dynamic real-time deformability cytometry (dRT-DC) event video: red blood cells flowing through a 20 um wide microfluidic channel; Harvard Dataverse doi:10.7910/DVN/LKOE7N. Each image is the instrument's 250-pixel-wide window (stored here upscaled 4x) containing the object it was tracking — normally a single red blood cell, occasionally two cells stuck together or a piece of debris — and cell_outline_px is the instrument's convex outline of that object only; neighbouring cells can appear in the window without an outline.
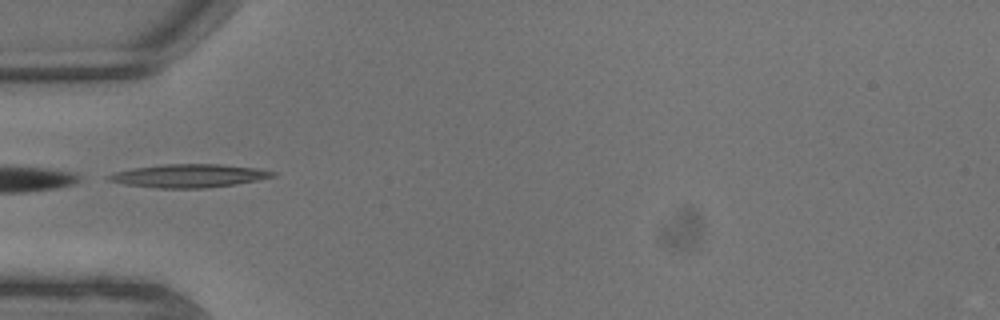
{"species": "common noctule bat (a hibernating species)", "species_latin": "Nyctalus noctula", "temperature_condition": "warm", "stored_images_in_passage": 4, "camera_frame_rate_fps": 3000, "um_per_image_px": 0.085, "animal": {"sex": "male", "body_mass_g": 13.3}, "frame": {"image": 1, "passage_image": 2, "time_ms": 0.333, "image_size_px": [1000, 320], "cell_outline_px": [[276, 176], [236, 184], [204, 188], [156, 188], [124, 184], [108, 180], [104, 176], [116, 172], [132, 168], [160, 164], [220, 164], [256, 168], [276, 172]], "centroid_in_image_um": [16.02, 14.94], "position_along_channel_um": 69.0, "area_um2": 22.25}}
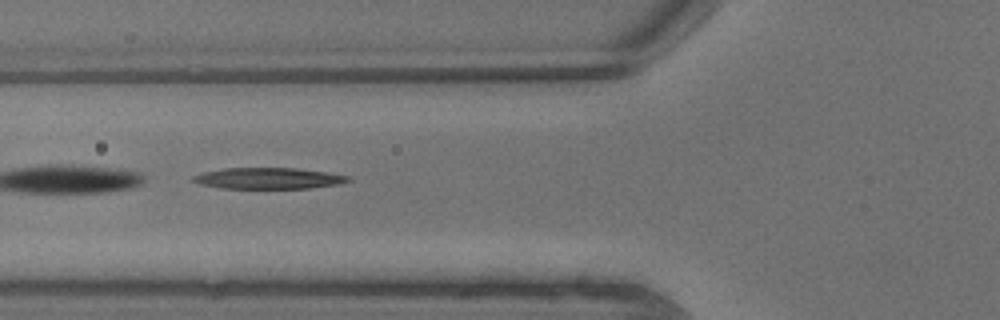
{"frame": {"image": 2, "passage_image": 3, "time_ms": 0.667, "image_size_px": [1000, 320], "cell_outline_px": [[352, 180], [340, 184], [312, 188], [224, 188], [200, 184], [192, 180], [192, 176], [204, 172], [224, 168], [296, 168], [328, 172], [348, 176]], "centroid_in_image_um": [22.86, 15.15], "position_along_channel_um": 102.9, "area_um2": 19.07}}